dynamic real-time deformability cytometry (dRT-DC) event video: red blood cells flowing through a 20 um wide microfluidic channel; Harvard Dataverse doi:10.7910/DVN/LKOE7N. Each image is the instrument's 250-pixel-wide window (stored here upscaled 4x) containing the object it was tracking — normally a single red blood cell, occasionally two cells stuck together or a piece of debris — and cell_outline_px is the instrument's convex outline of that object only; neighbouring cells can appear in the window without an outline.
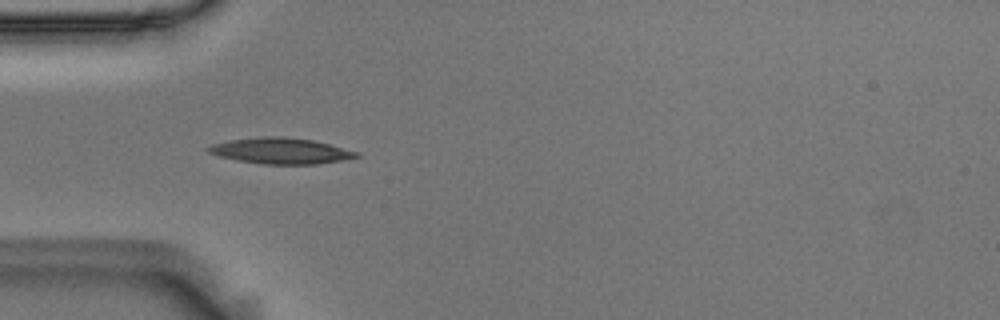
{"species": "Egyptian fruit bat (a non-hibernating species)", "species_latin": "Rousettus aegyptiacus", "temperature_condition": "room temperature", "stored_images_in_passage": 24, "camera_frame_rate_fps": 3000, "um_per_image_px": 0.085, "animal": {"sex": "male"}, "frame": {"image": 1, "passage_image": 1, "time_ms": 0.0, "image_size_px": [1000, 320], "cell_outline_px": [[360, 156], [340, 160], [316, 164], [264, 164], [236, 160], [220, 156], [208, 152], [208, 148], [212, 144], [228, 140], [260, 136], [284, 136], [312, 140], [360, 152]], "centroid_in_image_um": [23.85, 12.81], "position_along_channel_um": 61.1, "area_um2": 22.25}}
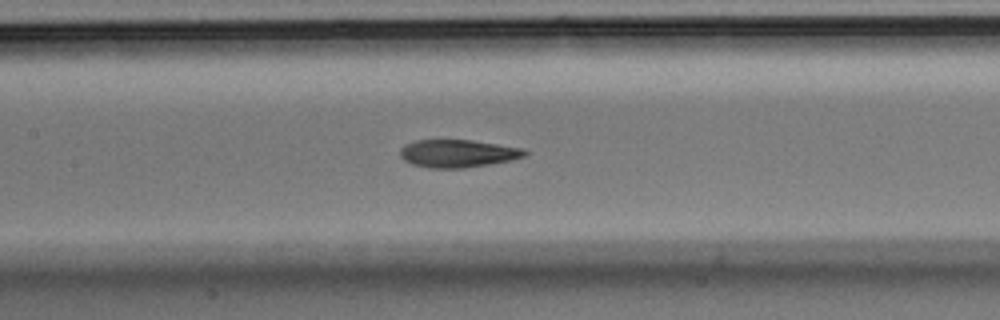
{"frame": {"image": 2, "passage_image": 10, "time_ms": 3.0, "image_size_px": [1000, 320], "cell_outline_px": [[528, 152], [524, 156], [512, 160], [464, 168], [428, 168], [412, 164], [404, 160], [400, 156], [400, 148], [404, 144], [416, 140], [472, 140], [524, 148]], "centroid_in_image_um": [38.89, 13.04], "position_along_channel_um": 168.5, "area_um2": 20.23}}
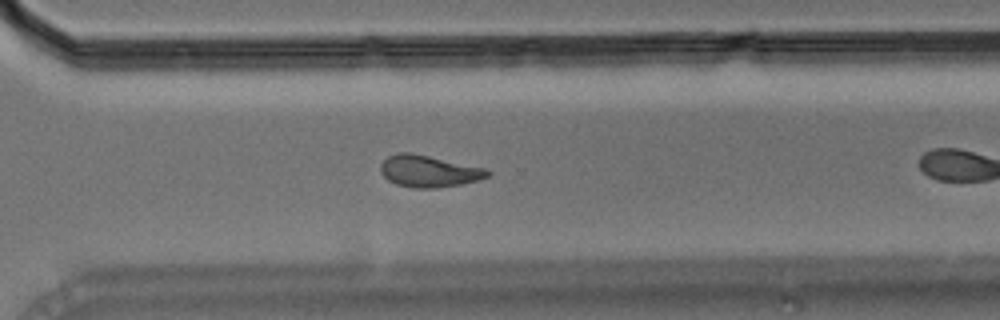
{"frame": {"image": 3, "passage_image": 20, "time_ms": 6.333, "image_size_px": [1000, 320], "cell_outline_px": [[492, 172], [488, 176], [480, 180], [460, 184], [436, 188], [412, 188], [396, 184], [388, 180], [380, 172], [380, 164], [388, 156], [396, 152], [412, 152], [484, 168]], "centroid_in_image_um": [36.42, 14.55], "position_along_channel_um": 334.2, "area_um2": 19.88}}